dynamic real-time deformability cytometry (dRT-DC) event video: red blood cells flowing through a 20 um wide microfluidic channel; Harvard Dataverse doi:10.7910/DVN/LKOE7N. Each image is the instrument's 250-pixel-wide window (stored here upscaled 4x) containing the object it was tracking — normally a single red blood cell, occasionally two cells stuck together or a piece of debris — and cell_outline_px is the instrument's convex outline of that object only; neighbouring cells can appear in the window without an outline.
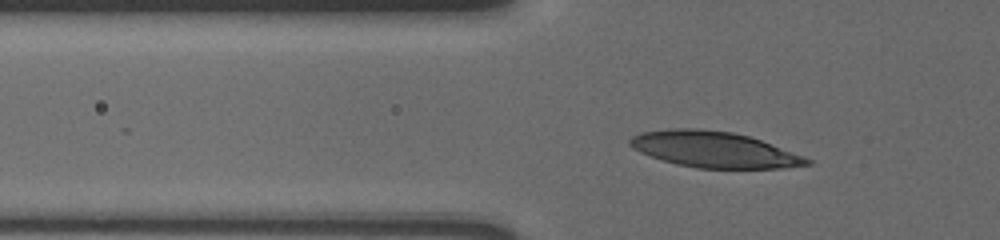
{"species": "human", "species_latin": "Homo sapiens", "temperature_condition": "cold", "stored_images_in_passage": 40, "camera_frame_rate_fps": 3000, "um_per_image_px": 0.085, "donor": {"sex": "male"}, "frame": {"image": 1, "passage_image": 5, "time_ms": 1.333, "image_size_px": [1000, 240], "cell_outline_px": [[812, 164], [788, 168], [696, 168], [676, 164], [640, 152], [632, 148], [628, 144], [628, 140], [632, 136], [644, 132], [668, 128], [696, 128], [732, 132], [748, 136], [760, 140], [804, 156], [812, 160]], "centroid_in_image_um": [60.69, 12.71], "position_along_channel_um": 65.1, "area_um2": 36.93}}
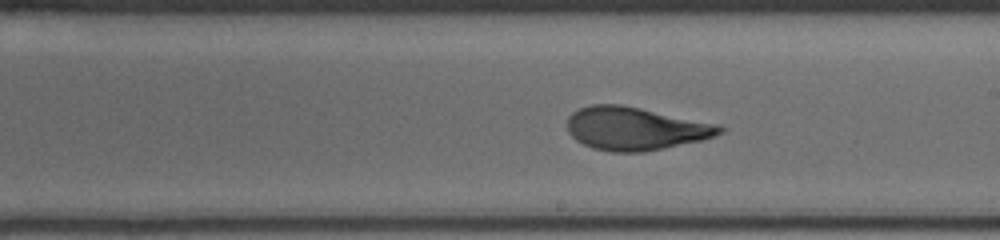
{"frame": {"image": 2, "passage_image": 20, "time_ms": 6.333, "image_size_px": [1000, 240], "cell_outline_px": [[724, 132], [700, 140], [664, 148], [644, 152], [612, 152], [592, 148], [576, 140], [568, 132], [568, 116], [572, 112], [580, 108], [592, 104], [620, 104], [720, 124], [724, 128]], "centroid_in_image_um": [53.99, 10.92], "position_along_channel_um": 235.0, "area_um2": 38.15}}
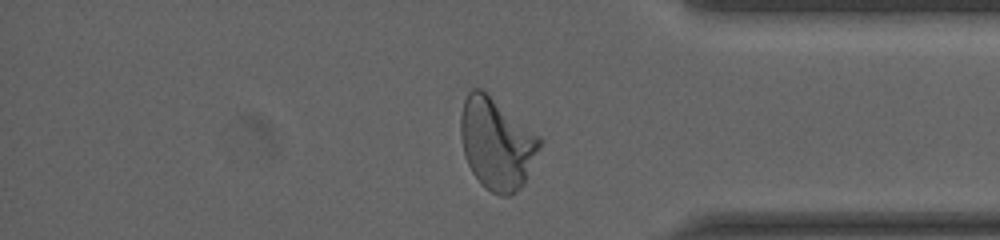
{"frame": {"image": 3, "passage_image": 34, "time_ms": 11.0, "image_size_px": [1000, 240], "cell_outline_px": [[544, 140], [524, 184], [520, 188], [508, 196], [500, 196], [484, 188], [480, 184], [472, 172], [464, 156], [460, 136], [460, 116], [464, 100], [468, 92], [472, 88], [480, 88], [540, 136]], "centroid_in_image_um": [42.21, 12.23], "position_along_channel_um": 393.0, "area_um2": 42.19}, "authors_computed_cell_mechanics": {"area_um2": 37.8012, "velocity_mm_per_s": 3.5809, "shape_relaxation_time_tau1_ms": 4.2439, "shape_relaxation_time_tau2_ms": 0.8548, "deformation_change_tau1": 0.1682, "deformation_change_tau2": 0.0712}}